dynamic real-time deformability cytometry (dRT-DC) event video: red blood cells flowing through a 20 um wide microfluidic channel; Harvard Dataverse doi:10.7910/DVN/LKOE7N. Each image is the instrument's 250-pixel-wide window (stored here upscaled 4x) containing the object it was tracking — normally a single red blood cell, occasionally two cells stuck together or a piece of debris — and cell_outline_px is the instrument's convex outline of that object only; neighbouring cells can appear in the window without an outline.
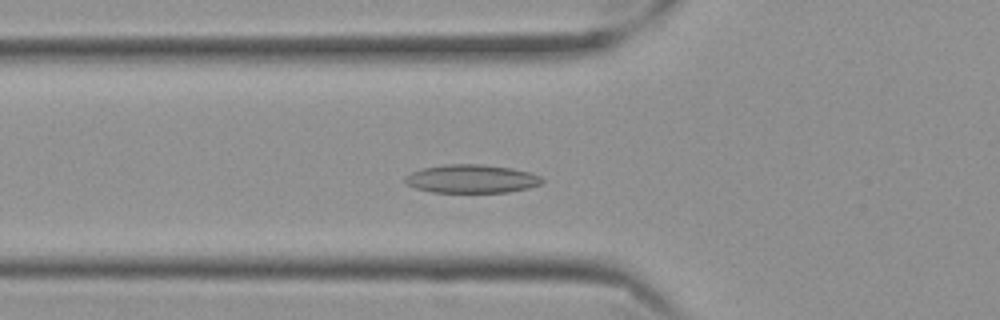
{"species": "Egyptian fruit bat (a non-hibernating species)", "species_latin": "Rousettus aegyptiacus", "temperature_condition": "cold", "stored_images_in_passage": 57, "camera_frame_rate_fps": 3000, "um_per_image_px": 0.085, "frame": {"image": 1, "passage_image": 20, "time_ms": 6.333, "image_size_px": [1000, 320], "cell_outline_px": [[544, 180], [540, 184], [528, 188], [508, 192], [432, 192], [416, 188], [408, 184], [404, 180], [404, 176], [412, 172], [424, 168], [444, 164], [480, 164], [512, 168], [528, 172], [540, 176]], "centroid_in_image_um": [40.08, 15.2], "position_along_channel_um": 85.7, "area_um2": 22.54}}
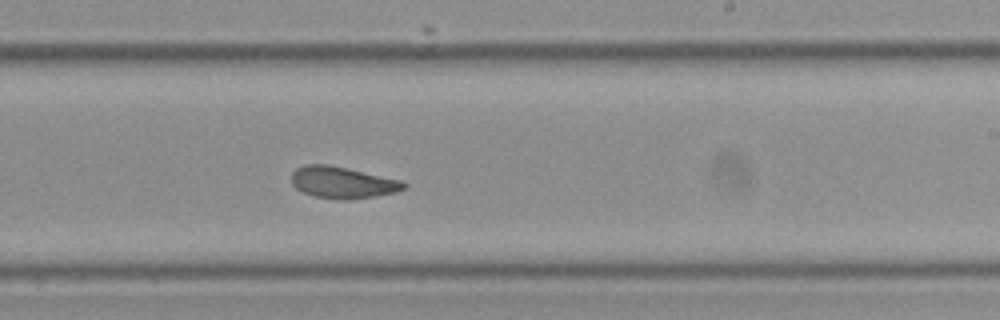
{"frame": {"image": 2, "passage_image": 35, "time_ms": 11.333, "image_size_px": [1000, 320], "cell_outline_px": [[408, 184], [404, 188], [396, 192], [376, 196], [348, 200], [340, 200], [316, 196], [304, 192], [296, 188], [292, 184], [292, 172], [296, 168], [304, 164], [328, 164], [400, 180]], "centroid_in_image_um": [29.1, 15.51], "position_along_channel_um": 259.9, "area_um2": 20.58}}
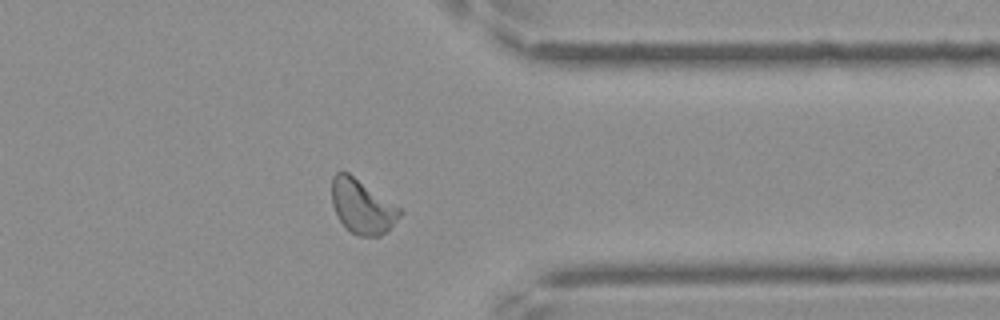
{"frame": {"image": 3, "passage_image": 46, "time_ms": 15.0, "image_size_px": [1000, 320], "cell_outline_px": [[404, 212], [388, 232], [380, 236], [356, 236], [336, 216], [332, 204], [332, 176], [336, 172], [348, 172], [400, 208]], "centroid_in_image_um": [30.79, 17.57], "position_along_channel_um": 380.6, "area_um2": 21.44}, "authors_computed_cell_mechanics": {"area_um2": 21.4438, "velocity_mm_per_s": 3.4714, "shape_relaxation_time_tau1_ms": 7.4281, "shape_relaxation_time_tau2_ms": 2.5424, "deformation_change_tau1": 0.1386, "deformation_change_tau2": 0.0886}}